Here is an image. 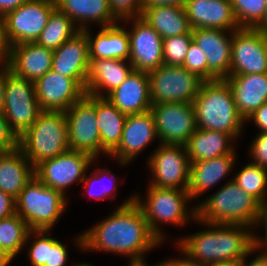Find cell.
Instances as JSON below:
<instances>
[{
  "mask_svg": "<svg viewBox=\"0 0 267 266\" xmlns=\"http://www.w3.org/2000/svg\"><path fill=\"white\" fill-rule=\"evenodd\" d=\"M82 251H104L129 257L128 266H145V255L163 244L149 229L133 195L93 227L74 239Z\"/></svg>",
  "mask_w": 267,
  "mask_h": 266,
  "instance_id": "obj_1",
  "label": "cell"
},
{
  "mask_svg": "<svg viewBox=\"0 0 267 266\" xmlns=\"http://www.w3.org/2000/svg\"><path fill=\"white\" fill-rule=\"evenodd\" d=\"M194 223L207 228L178 238L174 244L178 252L180 249V253L196 266L221 261H243L245 257L257 253L253 247L254 229L251 227L205 223L197 218Z\"/></svg>",
  "mask_w": 267,
  "mask_h": 266,
  "instance_id": "obj_2",
  "label": "cell"
},
{
  "mask_svg": "<svg viewBox=\"0 0 267 266\" xmlns=\"http://www.w3.org/2000/svg\"><path fill=\"white\" fill-rule=\"evenodd\" d=\"M192 104L197 128L227 133L235 140L243 133L247 122L237 111L225 79L203 81Z\"/></svg>",
  "mask_w": 267,
  "mask_h": 266,
  "instance_id": "obj_3",
  "label": "cell"
},
{
  "mask_svg": "<svg viewBox=\"0 0 267 266\" xmlns=\"http://www.w3.org/2000/svg\"><path fill=\"white\" fill-rule=\"evenodd\" d=\"M140 194L133 193V201L140 207L150 231L162 243L166 234H163L161 223L184 227L197 218V203L188 207L192 199L187 190L148 185L147 194L143 196L145 199Z\"/></svg>",
  "mask_w": 267,
  "mask_h": 266,
  "instance_id": "obj_4",
  "label": "cell"
},
{
  "mask_svg": "<svg viewBox=\"0 0 267 266\" xmlns=\"http://www.w3.org/2000/svg\"><path fill=\"white\" fill-rule=\"evenodd\" d=\"M197 219L213 224H240L254 229L260 203L231 178L218 191L196 204Z\"/></svg>",
  "mask_w": 267,
  "mask_h": 266,
  "instance_id": "obj_5",
  "label": "cell"
},
{
  "mask_svg": "<svg viewBox=\"0 0 267 266\" xmlns=\"http://www.w3.org/2000/svg\"><path fill=\"white\" fill-rule=\"evenodd\" d=\"M18 147L34 168L69 151L65 112L42 111L32 126L18 138Z\"/></svg>",
  "mask_w": 267,
  "mask_h": 266,
  "instance_id": "obj_6",
  "label": "cell"
},
{
  "mask_svg": "<svg viewBox=\"0 0 267 266\" xmlns=\"http://www.w3.org/2000/svg\"><path fill=\"white\" fill-rule=\"evenodd\" d=\"M16 213L30 230H52L68 205V199L61 191L44 185L34 176L19 193Z\"/></svg>",
  "mask_w": 267,
  "mask_h": 266,
  "instance_id": "obj_7",
  "label": "cell"
},
{
  "mask_svg": "<svg viewBox=\"0 0 267 266\" xmlns=\"http://www.w3.org/2000/svg\"><path fill=\"white\" fill-rule=\"evenodd\" d=\"M42 109L34 82L15 75L5 63V108L3 114L10 130L21 137L38 119Z\"/></svg>",
  "mask_w": 267,
  "mask_h": 266,
  "instance_id": "obj_8",
  "label": "cell"
},
{
  "mask_svg": "<svg viewBox=\"0 0 267 266\" xmlns=\"http://www.w3.org/2000/svg\"><path fill=\"white\" fill-rule=\"evenodd\" d=\"M152 105L166 102L193 103L203 82L184 66L162 64L148 72Z\"/></svg>",
  "mask_w": 267,
  "mask_h": 266,
  "instance_id": "obj_9",
  "label": "cell"
},
{
  "mask_svg": "<svg viewBox=\"0 0 267 266\" xmlns=\"http://www.w3.org/2000/svg\"><path fill=\"white\" fill-rule=\"evenodd\" d=\"M190 164L185 146L159 143L147 161L152 174L148 185L188 190Z\"/></svg>",
  "mask_w": 267,
  "mask_h": 266,
  "instance_id": "obj_10",
  "label": "cell"
},
{
  "mask_svg": "<svg viewBox=\"0 0 267 266\" xmlns=\"http://www.w3.org/2000/svg\"><path fill=\"white\" fill-rule=\"evenodd\" d=\"M70 150L83 151L95 159L101 154L100 131L95 111V96L85 94L65 111Z\"/></svg>",
  "mask_w": 267,
  "mask_h": 266,
  "instance_id": "obj_11",
  "label": "cell"
},
{
  "mask_svg": "<svg viewBox=\"0 0 267 266\" xmlns=\"http://www.w3.org/2000/svg\"><path fill=\"white\" fill-rule=\"evenodd\" d=\"M95 161L97 159L89 153L69 150L38 164L34 174L44 185L67 196L68 187L79 181L82 183L87 169H91Z\"/></svg>",
  "mask_w": 267,
  "mask_h": 266,
  "instance_id": "obj_12",
  "label": "cell"
},
{
  "mask_svg": "<svg viewBox=\"0 0 267 266\" xmlns=\"http://www.w3.org/2000/svg\"><path fill=\"white\" fill-rule=\"evenodd\" d=\"M55 8V0H27L18 8L7 12L4 21L8 44L15 46L35 42Z\"/></svg>",
  "mask_w": 267,
  "mask_h": 266,
  "instance_id": "obj_13",
  "label": "cell"
},
{
  "mask_svg": "<svg viewBox=\"0 0 267 266\" xmlns=\"http://www.w3.org/2000/svg\"><path fill=\"white\" fill-rule=\"evenodd\" d=\"M158 143L185 146L196 131L195 112L192 103L166 102L152 105Z\"/></svg>",
  "mask_w": 267,
  "mask_h": 266,
  "instance_id": "obj_14",
  "label": "cell"
},
{
  "mask_svg": "<svg viewBox=\"0 0 267 266\" xmlns=\"http://www.w3.org/2000/svg\"><path fill=\"white\" fill-rule=\"evenodd\" d=\"M267 73V34L258 28L232 31L230 75Z\"/></svg>",
  "mask_w": 267,
  "mask_h": 266,
  "instance_id": "obj_15",
  "label": "cell"
},
{
  "mask_svg": "<svg viewBox=\"0 0 267 266\" xmlns=\"http://www.w3.org/2000/svg\"><path fill=\"white\" fill-rule=\"evenodd\" d=\"M132 23L127 30L130 40L129 62L134 70L150 72L164 64L163 38L140 16L121 20L123 23Z\"/></svg>",
  "mask_w": 267,
  "mask_h": 266,
  "instance_id": "obj_16",
  "label": "cell"
},
{
  "mask_svg": "<svg viewBox=\"0 0 267 266\" xmlns=\"http://www.w3.org/2000/svg\"><path fill=\"white\" fill-rule=\"evenodd\" d=\"M192 38L200 49L205 51L207 81L228 77L232 54V31L196 28L192 29Z\"/></svg>",
  "mask_w": 267,
  "mask_h": 266,
  "instance_id": "obj_17",
  "label": "cell"
},
{
  "mask_svg": "<svg viewBox=\"0 0 267 266\" xmlns=\"http://www.w3.org/2000/svg\"><path fill=\"white\" fill-rule=\"evenodd\" d=\"M155 139L158 136L150 110L127 115L121 141L109 157L118 160L120 166L129 165Z\"/></svg>",
  "mask_w": 267,
  "mask_h": 266,
  "instance_id": "obj_18",
  "label": "cell"
},
{
  "mask_svg": "<svg viewBox=\"0 0 267 266\" xmlns=\"http://www.w3.org/2000/svg\"><path fill=\"white\" fill-rule=\"evenodd\" d=\"M34 84L42 111L65 112L85 95V90L73 78L53 70H49Z\"/></svg>",
  "mask_w": 267,
  "mask_h": 266,
  "instance_id": "obj_19",
  "label": "cell"
},
{
  "mask_svg": "<svg viewBox=\"0 0 267 266\" xmlns=\"http://www.w3.org/2000/svg\"><path fill=\"white\" fill-rule=\"evenodd\" d=\"M90 67L86 30H79L53 51L51 70L73 78L84 90Z\"/></svg>",
  "mask_w": 267,
  "mask_h": 266,
  "instance_id": "obj_20",
  "label": "cell"
},
{
  "mask_svg": "<svg viewBox=\"0 0 267 266\" xmlns=\"http://www.w3.org/2000/svg\"><path fill=\"white\" fill-rule=\"evenodd\" d=\"M184 8L192 29L212 28L225 31L239 29L231 0H186Z\"/></svg>",
  "mask_w": 267,
  "mask_h": 266,
  "instance_id": "obj_21",
  "label": "cell"
},
{
  "mask_svg": "<svg viewBox=\"0 0 267 266\" xmlns=\"http://www.w3.org/2000/svg\"><path fill=\"white\" fill-rule=\"evenodd\" d=\"M53 50L35 42L10 46L7 65L15 75L35 82L52 68Z\"/></svg>",
  "mask_w": 267,
  "mask_h": 266,
  "instance_id": "obj_22",
  "label": "cell"
},
{
  "mask_svg": "<svg viewBox=\"0 0 267 266\" xmlns=\"http://www.w3.org/2000/svg\"><path fill=\"white\" fill-rule=\"evenodd\" d=\"M134 70L128 60L90 59L85 94L107 97Z\"/></svg>",
  "mask_w": 267,
  "mask_h": 266,
  "instance_id": "obj_23",
  "label": "cell"
},
{
  "mask_svg": "<svg viewBox=\"0 0 267 266\" xmlns=\"http://www.w3.org/2000/svg\"><path fill=\"white\" fill-rule=\"evenodd\" d=\"M106 98L126 115L149 111L152 104L148 72L133 70Z\"/></svg>",
  "mask_w": 267,
  "mask_h": 266,
  "instance_id": "obj_24",
  "label": "cell"
},
{
  "mask_svg": "<svg viewBox=\"0 0 267 266\" xmlns=\"http://www.w3.org/2000/svg\"><path fill=\"white\" fill-rule=\"evenodd\" d=\"M237 111L246 120L267 101V73L229 75Z\"/></svg>",
  "mask_w": 267,
  "mask_h": 266,
  "instance_id": "obj_25",
  "label": "cell"
},
{
  "mask_svg": "<svg viewBox=\"0 0 267 266\" xmlns=\"http://www.w3.org/2000/svg\"><path fill=\"white\" fill-rule=\"evenodd\" d=\"M55 5L79 30L88 29L92 23L102 28L120 22L110 9L109 0H55Z\"/></svg>",
  "mask_w": 267,
  "mask_h": 266,
  "instance_id": "obj_26",
  "label": "cell"
},
{
  "mask_svg": "<svg viewBox=\"0 0 267 266\" xmlns=\"http://www.w3.org/2000/svg\"><path fill=\"white\" fill-rule=\"evenodd\" d=\"M117 24L102 27L95 35L86 29L89 59H122L130 57V40L126 27ZM94 36H93V35Z\"/></svg>",
  "mask_w": 267,
  "mask_h": 266,
  "instance_id": "obj_27",
  "label": "cell"
},
{
  "mask_svg": "<svg viewBox=\"0 0 267 266\" xmlns=\"http://www.w3.org/2000/svg\"><path fill=\"white\" fill-rule=\"evenodd\" d=\"M236 150L232 154L213 158L209 161L190 162V182L188 192L191 199H197L218 182L224 180L234 165L236 166Z\"/></svg>",
  "mask_w": 267,
  "mask_h": 266,
  "instance_id": "obj_28",
  "label": "cell"
},
{
  "mask_svg": "<svg viewBox=\"0 0 267 266\" xmlns=\"http://www.w3.org/2000/svg\"><path fill=\"white\" fill-rule=\"evenodd\" d=\"M35 176L34 167L17 147L0 152V190L17 198L25 185Z\"/></svg>",
  "mask_w": 267,
  "mask_h": 266,
  "instance_id": "obj_29",
  "label": "cell"
},
{
  "mask_svg": "<svg viewBox=\"0 0 267 266\" xmlns=\"http://www.w3.org/2000/svg\"><path fill=\"white\" fill-rule=\"evenodd\" d=\"M236 140L227 133L197 128L189 137L185 147L190 162L209 161L213 158L232 154Z\"/></svg>",
  "mask_w": 267,
  "mask_h": 266,
  "instance_id": "obj_30",
  "label": "cell"
},
{
  "mask_svg": "<svg viewBox=\"0 0 267 266\" xmlns=\"http://www.w3.org/2000/svg\"><path fill=\"white\" fill-rule=\"evenodd\" d=\"M95 111L100 131L101 155L107 157L118 147L127 115L106 97L95 96Z\"/></svg>",
  "mask_w": 267,
  "mask_h": 266,
  "instance_id": "obj_31",
  "label": "cell"
},
{
  "mask_svg": "<svg viewBox=\"0 0 267 266\" xmlns=\"http://www.w3.org/2000/svg\"><path fill=\"white\" fill-rule=\"evenodd\" d=\"M140 17L153 27L163 39L192 33V27L184 6L142 7Z\"/></svg>",
  "mask_w": 267,
  "mask_h": 266,
  "instance_id": "obj_32",
  "label": "cell"
},
{
  "mask_svg": "<svg viewBox=\"0 0 267 266\" xmlns=\"http://www.w3.org/2000/svg\"><path fill=\"white\" fill-rule=\"evenodd\" d=\"M78 31L74 22L65 13L55 8L36 42L54 51Z\"/></svg>",
  "mask_w": 267,
  "mask_h": 266,
  "instance_id": "obj_33",
  "label": "cell"
},
{
  "mask_svg": "<svg viewBox=\"0 0 267 266\" xmlns=\"http://www.w3.org/2000/svg\"><path fill=\"white\" fill-rule=\"evenodd\" d=\"M29 232V226L17 213L0 220V243L13 258L25 249Z\"/></svg>",
  "mask_w": 267,
  "mask_h": 266,
  "instance_id": "obj_34",
  "label": "cell"
},
{
  "mask_svg": "<svg viewBox=\"0 0 267 266\" xmlns=\"http://www.w3.org/2000/svg\"><path fill=\"white\" fill-rule=\"evenodd\" d=\"M233 181L260 204L267 200V169L251 162L243 165L232 177Z\"/></svg>",
  "mask_w": 267,
  "mask_h": 266,
  "instance_id": "obj_35",
  "label": "cell"
},
{
  "mask_svg": "<svg viewBox=\"0 0 267 266\" xmlns=\"http://www.w3.org/2000/svg\"><path fill=\"white\" fill-rule=\"evenodd\" d=\"M239 28H257L264 20L266 0H231Z\"/></svg>",
  "mask_w": 267,
  "mask_h": 266,
  "instance_id": "obj_36",
  "label": "cell"
},
{
  "mask_svg": "<svg viewBox=\"0 0 267 266\" xmlns=\"http://www.w3.org/2000/svg\"><path fill=\"white\" fill-rule=\"evenodd\" d=\"M106 176L112 179L111 182L114 183L113 186H111L112 184L107 185V181L105 180ZM82 184H84L86 188L84 192H87L88 195L95 200L108 199L109 196L112 197L111 199H115L116 197L115 190L117 189L116 184H118L116 176L105 166L103 168H99V166L96 169L93 168L91 175H85Z\"/></svg>",
  "mask_w": 267,
  "mask_h": 266,
  "instance_id": "obj_37",
  "label": "cell"
},
{
  "mask_svg": "<svg viewBox=\"0 0 267 266\" xmlns=\"http://www.w3.org/2000/svg\"><path fill=\"white\" fill-rule=\"evenodd\" d=\"M50 230H30L25 246L28 250L26 254L32 266H44L47 261L48 247H51ZM30 242V243H29Z\"/></svg>",
  "mask_w": 267,
  "mask_h": 266,
  "instance_id": "obj_38",
  "label": "cell"
},
{
  "mask_svg": "<svg viewBox=\"0 0 267 266\" xmlns=\"http://www.w3.org/2000/svg\"><path fill=\"white\" fill-rule=\"evenodd\" d=\"M192 40V33L176 35L163 39L164 64L182 66Z\"/></svg>",
  "mask_w": 267,
  "mask_h": 266,
  "instance_id": "obj_39",
  "label": "cell"
},
{
  "mask_svg": "<svg viewBox=\"0 0 267 266\" xmlns=\"http://www.w3.org/2000/svg\"><path fill=\"white\" fill-rule=\"evenodd\" d=\"M189 72L207 81V58L205 51L192 40L183 65Z\"/></svg>",
  "mask_w": 267,
  "mask_h": 266,
  "instance_id": "obj_40",
  "label": "cell"
},
{
  "mask_svg": "<svg viewBox=\"0 0 267 266\" xmlns=\"http://www.w3.org/2000/svg\"><path fill=\"white\" fill-rule=\"evenodd\" d=\"M110 9L121 21L129 17L141 15L143 0H109Z\"/></svg>",
  "mask_w": 267,
  "mask_h": 266,
  "instance_id": "obj_41",
  "label": "cell"
},
{
  "mask_svg": "<svg viewBox=\"0 0 267 266\" xmlns=\"http://www.w3.org/2000/svg\"><path fill=\"white\" fill-rule=\"evenodd\" d=\"M249 156L251 163L267 169V132L256 134L249 146Z\"/></svg>",
  "mask_w": 267,
  "mask_h": 266,
  "instance_id": "obj_42",
  "label": "cell"
},
{
  "mask_svg": "<svg viewBox=\"0 0 267 266\" xmlns=\"http://www.w3.org/2000/svg\"><path fill=\"white\" fill-rule=\"evenodd\" d=\"M68 261V249L66 244L51 237V247H48L47 261L44 266H66Z\"/></svg>",
  "mask_w": 267,
  "mask_h": 266,
  "instance_id": "obj_43",
  "label": "cell"
},
{
  "mask_svg": "<svg viewBox=\"0 0 267 266\" xmlns=\"http://www.w3.org/2000/svg\"><path fill=\"white\" fill-rule=\"evenodd\" d=\"M258 226H262L265 232L264 236L257 235L258 232L256 234L253 232V247L257 252L260 250L259 252L267 253V200L260 204L259 216L254 228L256 229Z\"/></svg>",
  "mask_w": 267,
  "mask_h": 266,
  "instance_id": "obj_44",
  "label": "cell"
},
{
  "mask_svg": "<svg viewBox=\"0 0 267 266\" xmlns=\"http://www.w3.org/2000/svg\"><path fill=\"white\" fill-rule=\"evenodd\" d=\"M18 147V138L10 130L3 113H0V152H6Z\"/></svg>",
  "mask_w": 267,
  "mask_h": 266,
  "instance_id": "obj_45",
  "label": "cell"
},
{
  "mask_svg": "<svg viewBox=\"0 0 267 266\" xmlns=\"http://www.w3.org/2000/svg\"><path fill=\"white\" fill-rule=\"evenodd\" d=\"M16 213V200L11 195L0 190V220Z\"/></svg>",
  "mask_w": 267,
  "mask_h": 266,
  "instance_id": "obj_46",
  "label": "cell"
},
{
  "mask_svg": "<svg viewBox=\"0 0 267 266\" xmlns=\"http://www.w3.org/2000/svg\"><path fill=\"white\" fill-rule=\"evenodd\" d=\"M251 120L260 129L259 132H267V101L246 119L247 122Z\"/></svg>",
  "mask_w": 267,
  "mask_h": 266,
  "instance_id": "obj_47",
  "label": "cell"
},
{
  "mask_svg": "<svg viewBox=\"0 0 267 266\" xmlns=\"http://www.w3.org/2000/svg\"><path fill=\"white\" fill-rule=\"evenodd\" d=\"M10 53V45L5 35L4 16L0 14V62L7 63Z\"/></svg>",
  "mask_w": 267,
  "mask_h": 266,
  "instance_id": "obj_48",
  "label": "cell"
},
{
  "mask_svg": "<svg viewBox=\"0 0 267 266\" xmlns=\"http://www.w3.org/2000/svg\"><path fill=\"white\" fill-rule=\"evenodd\" d=\"M182 258H169L168 260L165 259L158 264H145V266H196L193 262H191L184 254H182Z\"/></svg>",
  "mask_w": 267,
  "mask_h": 266,
  "instance_id": "obj_49",
  "label": "cell"
},
{
  "mask_svg": "<svg viewBox=\"0 0 267 266\" xmlns=\"http://www.w3.org/2000/svg\"><path fill=\"white\" fill-rule=\"evenodd\" d=\"M186 0H143V7L177 5L184 6Z\"/></svg>",
  "mask_w": 267,
  "mask_h": 266,
  "instance_id": "obj_50",
  "label": "cell"
},
{
  "mask_svg": "<svg viewBox=\"0 0 267 266\" xmlns=\"http://www.w3.org/2000/svg\"><path fill=\"white\" fill-rule=\"evenodd\" d=\"M27 0H0V14L5 15L7 12L18 8Z\"/></svg>",
  "mask_w": 267,
  "mask_h": 266,
  "instance_id": "obj_51",
  "label": "cell"
},
{
  "mask_svg": "<svg viewBox=\"0 0 267 266\" xmlns=\"http://www.w3.org/2000/svg\"><path fill=\"white\" fill-rule=\"evenodd\" d=\"M5 108V63L0 62V113Z\"/></svg>",
  "mask_w": 267,
  "mask_h": 266,
  "instance_id": "obj_52",
  "label": "cell"
},
{
  "mask_svg": "<svg viewBox=\"0 0 267 266\" xmlns=\"http://www.w3.org/2000/svg\"><path fill=\"white\" fill-rule=\"evenodd\" d=\"M255 255L256 257L253 258L251 261L245 257L242 261V266H267V253H261Z\"/></svg>",
  "mask_w": 267,
  "mask_h": 266,
  "instance_id": "obj_53",
  "label": "cell"
},
{
  "mask_svg": "<svg viewBox=\"0 0 267 266\" xmlns=\"http://www.w3.org/2000/svg\"><path fill=\"white\" fill-rule=\"evenodd\" d=\"M202 266H242V261H221L208 263Z\"/></svg>",
  "mask_w": 267,
  "mask_h": 266,
  "instance_id": "obj_54",
  "label": "cell"
},
{
  "mask_svg": "<svg viewBox=\"0 0 267 266\" xmlns=\"http://www.w3.org/2000/svg\"><path fill=\"white\" fill-rule=\"evenodd\" d=\"M13 257L7 252H0V266H8L13 261Z\"/></svg>",
  "mask_w": 267,
  "mask_h": 266,
  "instance_id": "obj_55",
  "label": "cell"
},
{
  "mask_svg": "<svg viewBox=\"0 0 267 266\" xmlns=\"http://www.w3.org/2000/svg\"><path fill=\"white\" fill-rule=\"evenodd\" d=\"M258 29L262 30L264 33L267 34V0H266V13L263 22L257 27Z\"/></svg>",
  "mask_w": 267,
  "mask_h": 266,
  "instance_id": "obj_56",
  "label": "cell"
},
{
  "mask_svg": "<svg viewBox=\"0 0 267 266\" xmlns=\"http://www.w3.org/2000/svg\"><path fill=\"white\" fill-rule=\"evenodd\" d=\"M71 266H93V264H90V263H87V262H84V263H77V264H74V265H71Z\"/></svg>",
  "mask_w": 267,
  "mask_h": 266,
  "instance_id": "obj_57",
  "label": "cell"
},
{
  "mask_svg": "<svg viewBox=\"0 0 267 266\" xmlns=\"http://www.w3.org/2000/svg\"><path fill=\"white\" fill-rule=\"evenodd\" d=\"M0 252H6V251L3 249L1 243H0Z\"/></svg>",
  "mask_w": 267,
  "mask_h": 266,
  "instance_id": "obj_58",
  "label": "cell"
}]
</instances>
